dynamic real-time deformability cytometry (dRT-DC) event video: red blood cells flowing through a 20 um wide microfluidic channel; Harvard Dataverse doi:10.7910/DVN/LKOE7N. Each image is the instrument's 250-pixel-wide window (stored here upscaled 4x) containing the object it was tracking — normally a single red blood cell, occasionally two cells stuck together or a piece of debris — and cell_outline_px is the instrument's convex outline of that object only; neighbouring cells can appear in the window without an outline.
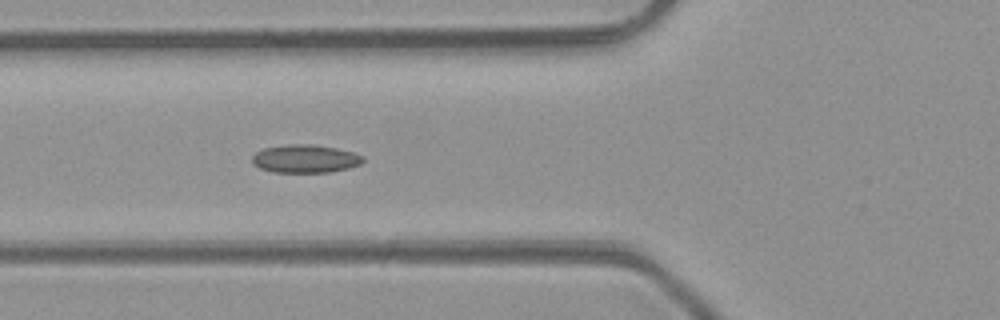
{"species": "common noctule bat (a hibernating species)", "species_latin": "Nyctalus noctula", "temperature_condition": "room temperature", "stored_images_in_passage": 2, "camera_frame_rate_fps": 3000, "um_per_image_px": 0.085, "animal": {"sex": "male", "body_mass_g": 23.1, "forearm_length_mm": 52.7}, "frame": {"image": 1, "passage_image": 2, "time_ms": 1.0, "image_size_px": [1000, 320], "cell_outline_px": [[364, 160], [360, 164], [348, 168], [328, 172], [272, 172], [260, 168], [252, 164], [252, 156], [256, 152], [264, 148], [284, 144], [312, 144], [336, 148], [352, 152], [364, 156]], "centroid_in_image_um": [25.92, 13.49], "position_along_channel_um": 99.9, "area_um2": 18.21}}